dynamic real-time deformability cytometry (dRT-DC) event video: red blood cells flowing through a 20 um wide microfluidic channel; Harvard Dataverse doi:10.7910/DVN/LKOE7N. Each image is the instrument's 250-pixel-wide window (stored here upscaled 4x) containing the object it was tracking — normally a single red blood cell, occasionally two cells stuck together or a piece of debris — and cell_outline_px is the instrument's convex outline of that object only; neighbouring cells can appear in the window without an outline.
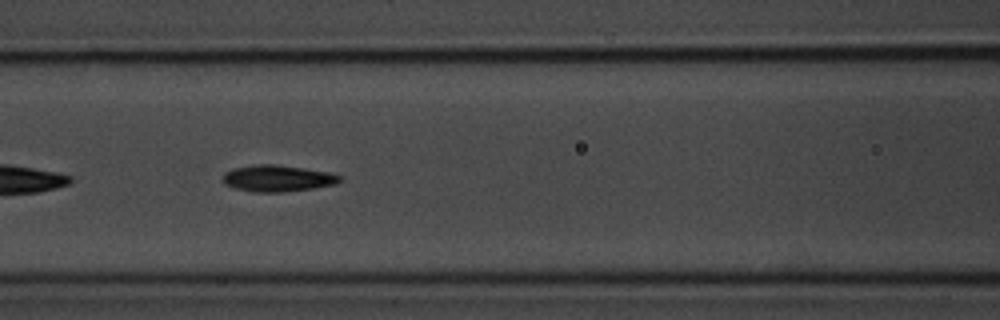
{"species": "common noctule bat (a hibernating species)", "species_latin": "Nyctalus noctula", "temperature_condition": "room temperature", "stored_images_in_passage": 25, "camera_frame_rate_fps": 3000, "um_per_image_px": 0.085, "animal": {"sex": "male", "body_mass_g": 20.1, "forearm_length_mm": 53.5}, "frame": {"image": 1, "passage_image": 8, "time_ms": 2.333, "image_size_px": [1000, 320], "cell_outline_px": [[344, 180], [336, 184], [312, 188], [284, 192], [252, 192], [236, 188], [224, 184], [220, 180], [224, 172], [232, 168], [256, 164], [276, 164], [332, 172], [344, 176]], "centroid_in_image_um": [23.61, 15.15], "position_along_channel_um": 143.0, "area_um2": 18.5}}
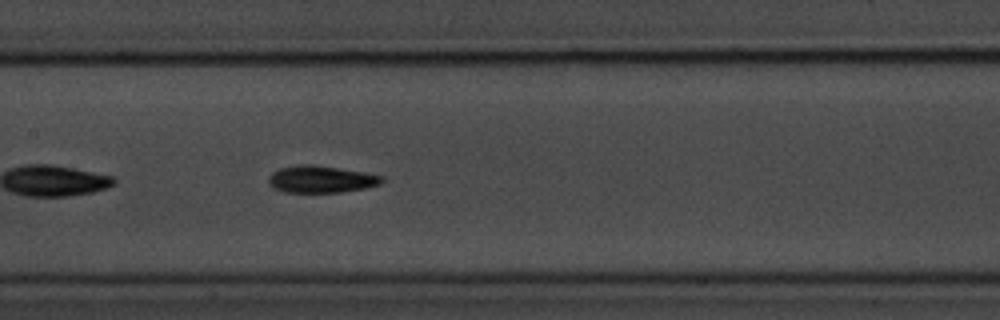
{"frame": {"image": 2, "passage_image": 11, "time_ms": 3.333, "image_size_px": [1000, 320], "cell_outline_px": [[384, 180], [380, 184], [364, 188], [340, 192], [284, 192], [272, 188], [268, 184], [268, 176], [272, 172], [280, 168], [300, 164], [316, 164], [364, 172], [384, 176]], "centroid_in_image_um": [27.26, 15.22], "position_along_channel_um": 180.1, "area_um2": 18.03}}
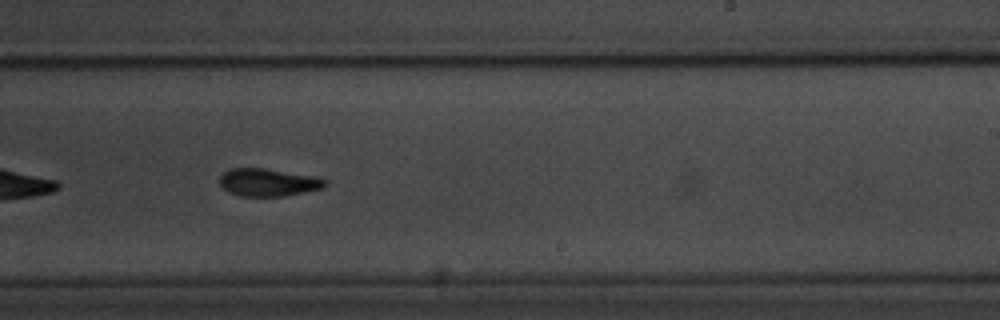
{"frame": {"image": 3, "passage_image": 18, "time_ms": 5.667, "image_size_px": [1000, 320], "cell_outline_px": [[328, 184], [324, 188], [284, 196], [240, 196], [228, 192], [220, 184], [220, 176], [228, 168], [264, 168], [312, 176], [328, 180]], "centroid_in_image_um": [22.79, 15.5], "position_along_channel_um": 266.2, "area_um2": 16.99}}